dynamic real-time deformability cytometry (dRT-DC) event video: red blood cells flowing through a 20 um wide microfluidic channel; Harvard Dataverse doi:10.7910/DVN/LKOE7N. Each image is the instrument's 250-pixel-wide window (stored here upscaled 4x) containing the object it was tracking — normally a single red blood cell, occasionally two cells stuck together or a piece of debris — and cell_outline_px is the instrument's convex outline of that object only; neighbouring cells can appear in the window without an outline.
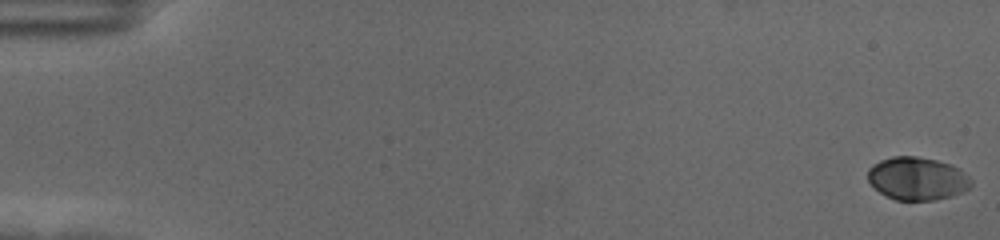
{"species": "human", "species_latin": "Homo sapiens", "temperature_condition": "cold", "stored_images_in_passage": 59, "camera_frame_rate_fps": 3000, "um_per_image_px": 0.085, "donor": {"sex": "female"}, "frame": {"image": 1, "passage_image": 1, "time_ms": 0.0, "image_size_px": [1000, 240], "cell_outline_px": [[972, 184], [964, 192], [952, 196], [936, 200], [896, 200], [880, 192], [868, 180], [868, 168], [872, 164], [880, 160], [892, 156], [916, 156], [936, 160], [960, 168], [972, 180]], "centroid_in_image_um": [77.98, 15.17], "position_along_channel_um": 7.0, "area_um2": 25.89}}
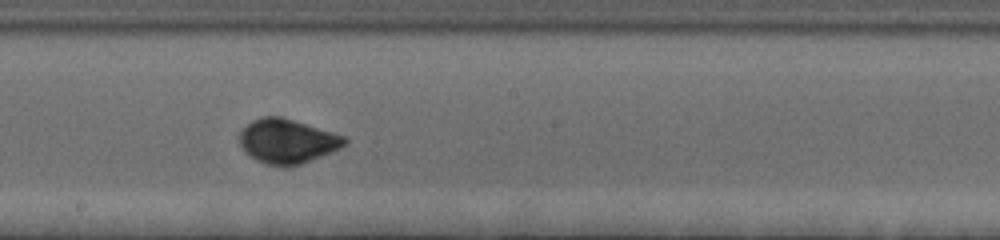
{"frame": {"image": 2, "passage_image": 34, "time_ms": 11.0, "image_size_px": [1000, 240], "cell_outline_px": [[348, 144], [332, 152], [300, 164], [288, 168], [280, 168], [256, 160], [244, 152], [240, 144], [240, 132], [252, 120], [264, 116], [280, 116], [332, 132], [344, 136], [348, 140]], "centroid_in_image_um": [24.42, 12.03], "position_along_channel_um": 223.8, "area_um2": 27.22}}
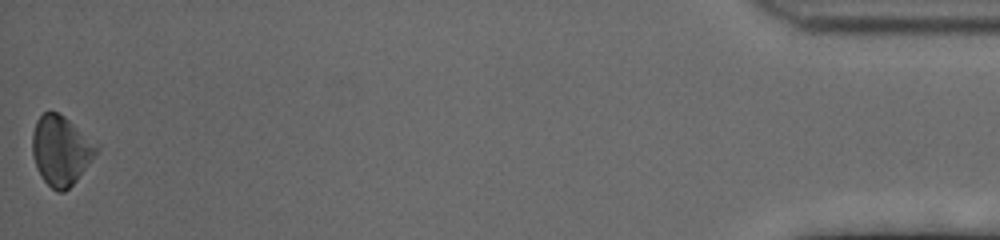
{"frame": {"image": 3, "passage_image": 59, "time_ms": 19.333, "image_size_px": [1000, 240], "cell_outline_px": [[100, 148], [76, 180], [64, 192], [56, 192], [40, 176], [32, 152], [32, 132], [36, 120], [44, 112], [56, 112], [64, 116], [100, 144]], "centroid_in_image_um": [5.19, 12.76], "position_along_channel_um": 430.0, "area_um2": 25.95}, "authors_computed_cell_mechanics": {"area_um2": 25.7788, "velocity_mm_per_s": 3.5157, "shape_relaxation_time_tau1_ms": 2.7859, "shape_relaxation_time_tau2_ms": 0.9499, "deformation_change_tau1": 0.1236, "deformation_change_tau2": 0.027}}